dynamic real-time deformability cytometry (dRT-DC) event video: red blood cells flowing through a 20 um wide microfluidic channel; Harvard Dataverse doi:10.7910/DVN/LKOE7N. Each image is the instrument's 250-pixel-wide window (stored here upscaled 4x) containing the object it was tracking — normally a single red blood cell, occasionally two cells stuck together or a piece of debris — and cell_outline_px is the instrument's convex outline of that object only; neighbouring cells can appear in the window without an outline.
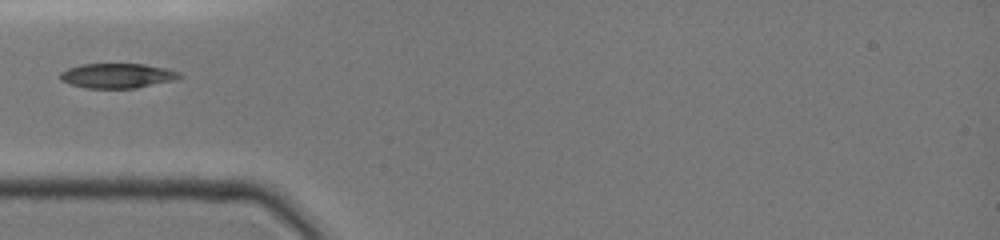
{"species": "common noctule bat (a hibernating species)", "species_latin": "Nyctalus noctula", "temperature_condition": "cold", "stored_images_in_passage": 34, "camera_frame_rate_fps": 3000, "um_per_image_px": 0.085, "animal": {"sex": "female", "body_mass_g": 19.0, "forearm_length_mm": 51.5}, "frame": {"image": 1, "passage_image": 1, "time_ms": 0.0, "image_size_px": [1000, 240], "cell_outline_px": [[184, 76], [176, 80], [136, 88], [84, 88], [60, 80], [60, 72], [68, 68], [80, 64], [144, 64], [164, 68], [180, 72]], "centroid_in_image_um": [9.99, 6.43], "position_along_channel_um": 75.0, "area_um2": 17.28}}
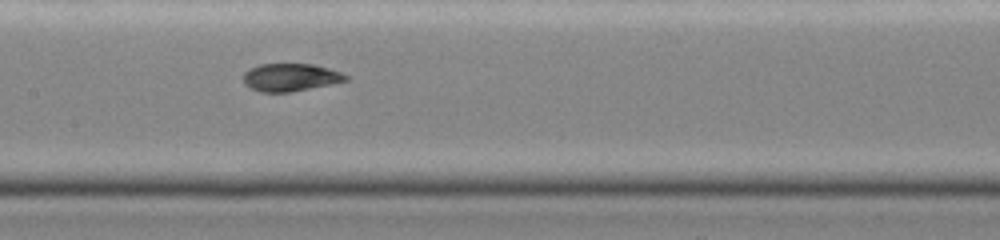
{"frame": {"image": 2, "passage_image": 14, "time_ms": 2.667, "image_size_px": [1000, 240], "cell_outline_px": [[348, 80], [292, 92], [260, 92], [244, 84], [244, 72], [248, 68], [260, 64], [312, 64], [328, 68], [340, 72], [348, 76]], "centroid_in_image_um": [24.66, 6.57], "position_along_channel_um": 182.7, "area_um2": 16.47}}
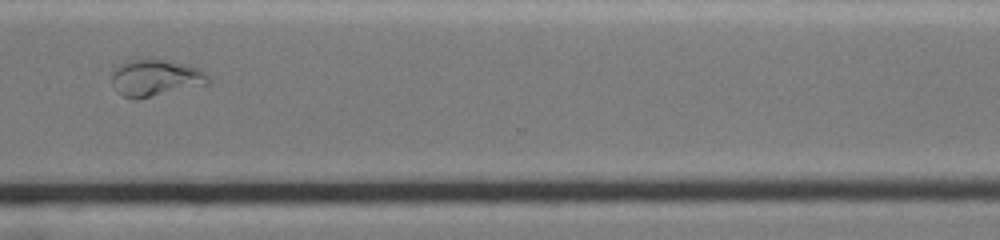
{"frame": {"image": 3, "passage_image": 33, "time_ms": 7.0, "image_size_px": [1000, 240], "cell_outline_px": [[212, 80], [208, 84], [136, 100], [124, 96], [116, 92], [112, 84], [112, 72], [116, 64], [140, 56], [188, 64], [200, 68]], "centroid_in_image_um": [13.18, 6.58], "position_along_channel_um": 357.4, "area_um2": 21.39}}